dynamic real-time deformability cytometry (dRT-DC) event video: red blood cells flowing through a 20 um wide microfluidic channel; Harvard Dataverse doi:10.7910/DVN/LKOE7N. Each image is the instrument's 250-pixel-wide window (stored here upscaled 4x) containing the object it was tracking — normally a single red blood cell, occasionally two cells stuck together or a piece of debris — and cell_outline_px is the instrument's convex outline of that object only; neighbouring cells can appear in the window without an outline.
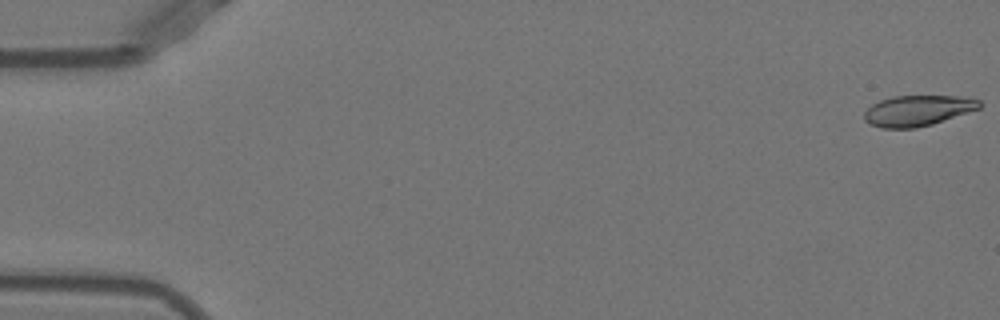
{"species": "Egyptian fruit bat (a non-hibernating species)", "species_latin": "Rousettus aegyptiacus", "temperature_condition": "warm", "stored_images_in_passage": 52, "camera_frame_rate_fps": 3000, "um_per_image_px": 0.085, "animal": {"sex": "female"}, "frame": {"image": 1, "passage_image": 1, "time_ms": 0.0, "image_size_px": [1000, 320], "cell_outline_px": [[984, 104], [980, 108], [932, 124], [916, 128], [880, 128], [868, 124], [864, 120], [864, 112], [872, 104], [880, 100], [892, 96], [960, 96], [980, 100]], "centroid_in_image_um": [77.98, 9.4], "position_along_channel_um": 7.0, "area_um2": 20.69}}
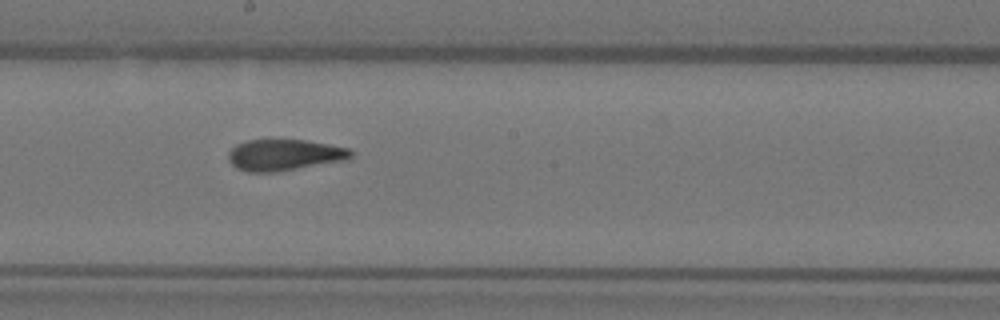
{"frame": {"image": 2, "passage_image": 29, "time_ms": 9.333, "image_size_px": [1000, 320], "cell_outline_px": [[356, 152], [352, 156], [344, 160], [276, 172], [248, 172], [236, 168], [228, 160], [228, 152], [236, 144], [248, 140], [304, 140], [328, 144], [348, 148]], "centroid_in_image_um": [24.15, 13.17], "position_along_channel_um": 224.1, "area_um2": 22.25}}
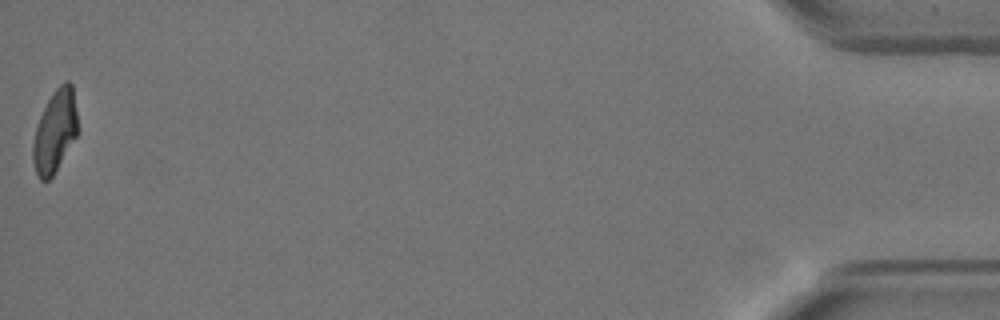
{"frame": {"image": 3, "passage_image": 52, "time_ms": 17.0, "image_size_px": [1000, 320], "cell_outline_px": [[80, 132], [52, 176], [48, 180], [40, 180], [36, 172], [32, 160], [32, 144], [36, 128], [40, 116], [52, 92], [64, 80], [68, 80], [72, 84], [80, 128]], "centroid_in_image_um": [4.71, 11.13], "position_along_channel_um": 430.5, "area_um2": 21.85}, "authors_computed_cell_mechanics": {"area_um2": 22.1952, "velocity_mm_per_s": 3.9414, "shape_relaxation_time_tau1_ms": 6.4664, "shape_relaxation_time_tau2_ms": 1.9726, "deformation_change_tau1": 0.2062, "deformation_change_tau2": 0.0998}}